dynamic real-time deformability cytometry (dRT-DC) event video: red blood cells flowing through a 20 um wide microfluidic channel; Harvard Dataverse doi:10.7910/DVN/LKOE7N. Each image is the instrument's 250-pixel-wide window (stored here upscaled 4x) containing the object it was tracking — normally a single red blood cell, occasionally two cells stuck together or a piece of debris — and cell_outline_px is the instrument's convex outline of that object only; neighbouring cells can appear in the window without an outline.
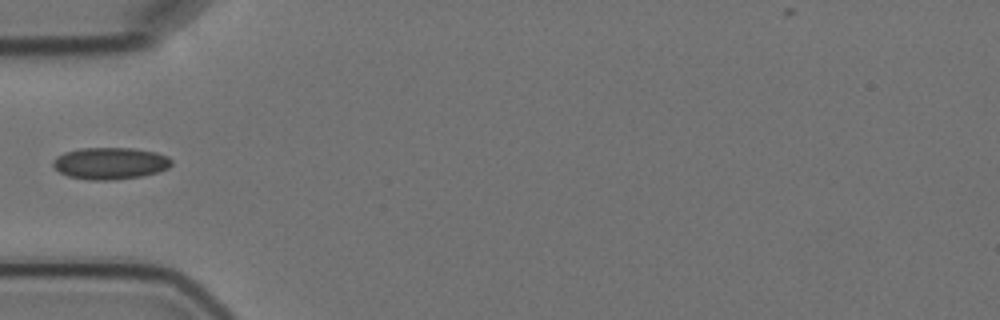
{"species": "Egyptian fruit bat (a non-hibernating species)", "species_latin": "Rousettus aegyptiacus", "temperature_condition": "cold", "stored_images_in_passage": 1, "camera_frame_rate_fps": 3000, "um_per_image_px": 0.085, "animal": {"sex": "female"}, "frame": {"image": 1, "passage_image": 1, "time_ms": 0.0, "image_size_px": [1000, 320], "cell_outline_px": [[172, 164], [168, 168], [160, 172], [144, 176], [116, 180], [88, 180], [68, 176], [60, 172], [52, 164], [52, 160], [56, 156], [64, 152], [80, 148], [132, 148], [156, 152], [168, 156], [172, 160]], "centroid_in_image_um": [9.39, 13.89], "position_along_channel_um": 75.6, "area_um2": 22.31}}